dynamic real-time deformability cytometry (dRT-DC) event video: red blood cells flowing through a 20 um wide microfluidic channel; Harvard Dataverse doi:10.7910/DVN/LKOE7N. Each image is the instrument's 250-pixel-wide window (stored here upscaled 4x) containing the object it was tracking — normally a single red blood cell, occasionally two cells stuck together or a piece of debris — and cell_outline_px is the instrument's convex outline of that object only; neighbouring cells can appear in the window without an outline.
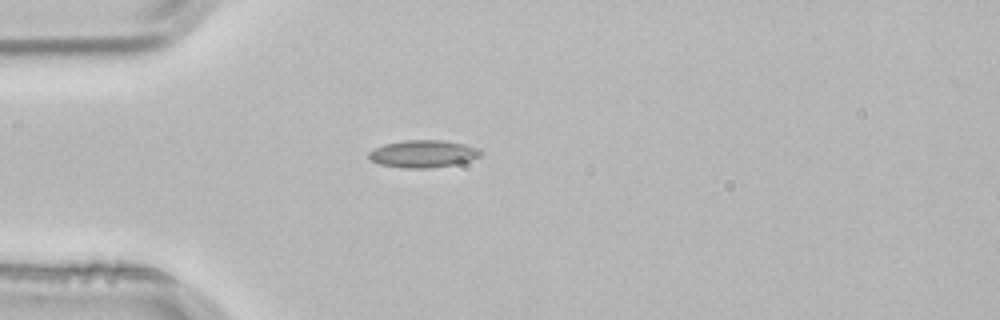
{"species": "common noctule bat (a hibernating species)", "species_latin": "Nyctalus noctula", "temperature_condition": "room temperature", "stored_images_in_passage": 2, "camera_frame_rate_fps": 3000, "um_per_image_px": 0.085, "animal": {"sex": "male", "body_mass_g": 21.5, "forearm_length_mm": 52.0}, "frame": {"image": 1, "passage_image": 2, "time_ms": 0.333, "image_size_px": [1000, 320], "cell_outline_px": [[484, 152], [480, 156], [468, 160], [452, 164], [428, 168], [404, 168], [380, 164], [368, 160], [368, 152], [384, 144], [404, 140], [444, 140], [464, 144], [480, 148]], "centroid_in_image_um": [35.95, 13.06], "position_along_channel_um": 49.1, "area_um2": 17.8}}